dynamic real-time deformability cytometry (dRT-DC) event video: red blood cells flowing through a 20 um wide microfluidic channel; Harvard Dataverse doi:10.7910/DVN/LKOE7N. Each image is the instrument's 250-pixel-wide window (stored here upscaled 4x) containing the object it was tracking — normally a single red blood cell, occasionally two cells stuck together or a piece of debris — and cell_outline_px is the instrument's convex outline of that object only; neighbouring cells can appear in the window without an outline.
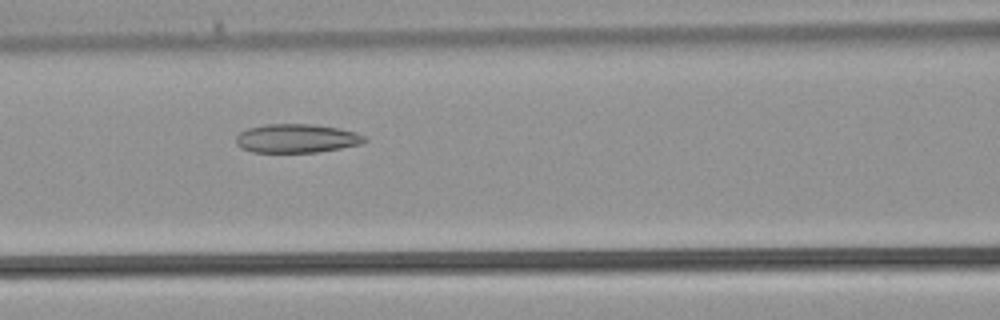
{"species": "common noctule bat (a hibernating species)", "species_latin": "Nyctalus noctula", "temperature_condition": "warm", "stored_images_in_passage": 23, "camera_frame_rate_fps": 3000, "um_per_image_px": 0.085, "animal": {"sex": "male", "body_mass_g": 21.5, "forearm_length_mm": 52.0}, "frame": {"image": 1, "passage_image": 6, "time_ms": 1.667, "image_size_px": [1000, 320], "cell_outline_px": [[368, 140], [360, 144], [340, 148], [316, 152], [252, 152], [240, 148], [236, 144], [236, 136], [240, 132], [248, 128], [264, 124], [312, 124], [336, 128], [356, 132], [364, 136]], "centroid_in_image_um": [25.17, 11.76], "position_along_channel_um": 141.4, "area_um2": 21.5}}
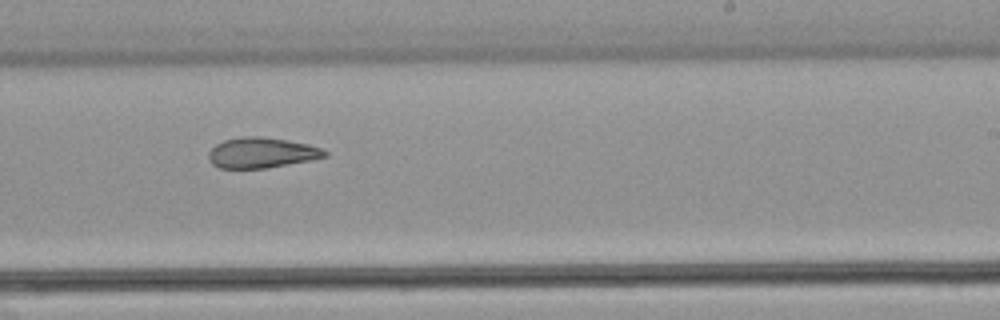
{"frame": {"image": 2, "passage_image": 13, "time_ms": 4.0, "image_size_px": [1000, 320], "cell_outline_px": [[328, 156], [312, 160], [264, 168], [220, 168], [212, 164], [208, 160], [208, 152], [216, 144], [224, 140], [240, 136], [260, 136], [288, 140], [308, 144], [320, 148], [328, 152]], "centroid_in_image_um": [22.22, 12.98], "position_along_channel_um": 266.8, "area_um2": 20.69}}
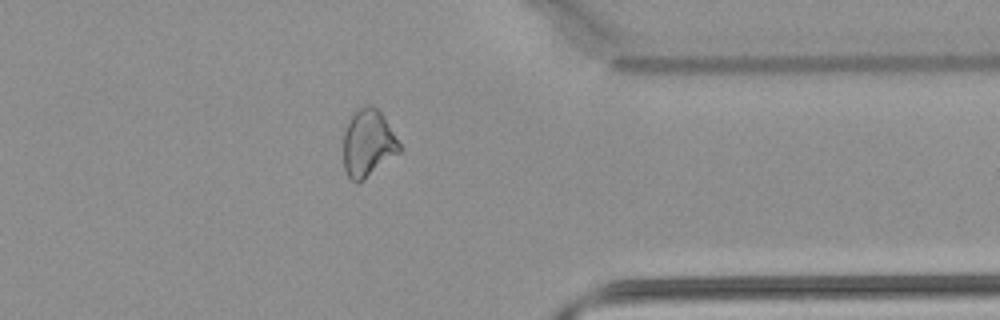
{"frame": {"image": 3, "passage_image": 20, "time_ms": 6.333, "image_size_px": [1000, 320], "cell_outline_px": [[400, 152], [364, 180], [356, 184], [348, 176], [344, 168], [344, 132], [348, 120], [352, 112], [364, 104], [372, 104], [384, 116], [400, 144]], "centroid_in_image_um": [31.27, 12.15], "position_along_channel_um": 380.1, "area_um2": 22.14}}